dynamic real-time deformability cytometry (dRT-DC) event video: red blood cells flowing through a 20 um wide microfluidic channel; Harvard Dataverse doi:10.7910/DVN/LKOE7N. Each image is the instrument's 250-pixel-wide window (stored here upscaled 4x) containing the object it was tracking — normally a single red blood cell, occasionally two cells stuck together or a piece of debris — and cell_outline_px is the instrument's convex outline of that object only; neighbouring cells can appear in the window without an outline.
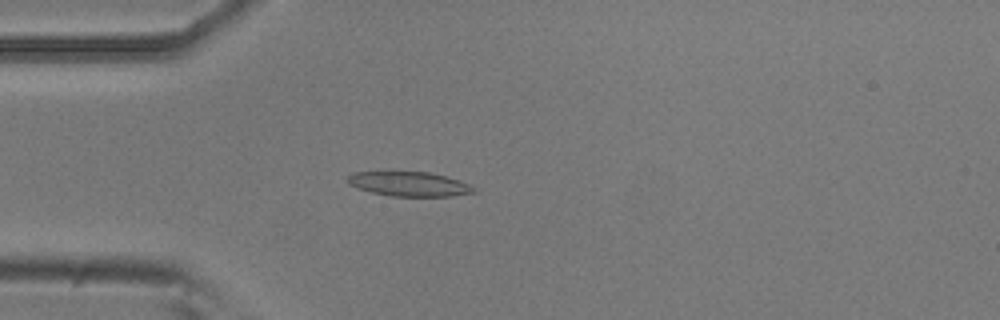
{"species": "common noctule bat (a hibernating species)", "species_latin": "Nyctalus noctula", "temperature_condition": "room temperature", "stored_images_in_passage": 40, "camera_frame_rate_fps": 3000, "um_per_image_px": 0.085, "animal": {"sex": "male", "body_mass_g": 20.5, "forearm_length_mm": 52.5}, "frame": {"image": 1, "passage_image": 1, "time_ms": 0.0, "image_size_px": [1000, 320], "cell_outline_px": [[476, 192], [452, 196], [392, 196], [372, 192], [356, 188], [348, 184], [348, 176], [352, 172], [384, 168], [392, 168], [428, 172], [444, 176], [468, 184], [476, 188]], "centroid_in_image_um": [34.65, 15.57], "position_along_channel_um": 50.4, "area_um2": 19.02}}
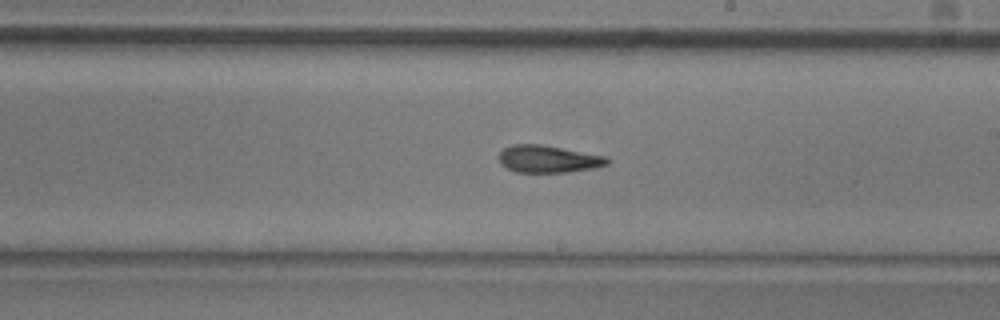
{"frame": {"image": 2, "passage_image": 17, "time_ms": 5.333, "image_size_px": [1000, 320], "cell_outline_px": [[612, 160], [608, 164], [596, 168], [568, 172], [516, 172], [500, 164], [500, 152], [504, 148], [512, 144], [540, 144], [608, 156]], "centroid_in_image_um": [46.66, 13.51], "position_along_channel_um": 242.3, "area_um2": 17.34}}
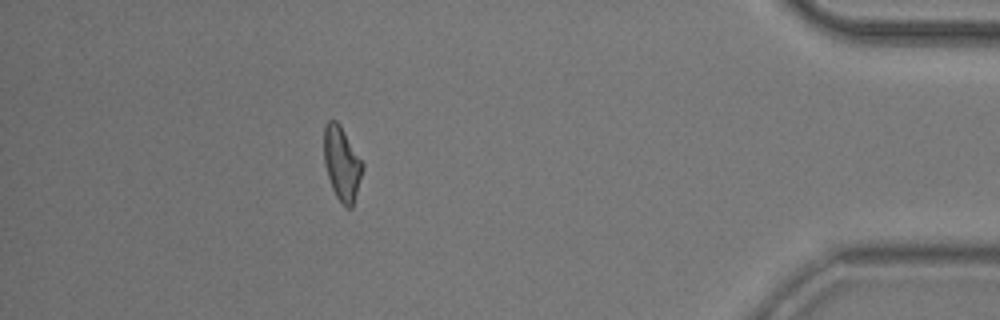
{"frame": {"image": 3, "passage_image": 34, "time_ms": 11.0, "image_size_px": [1000, 320], "cell_outline_px": [[364, 168], [352, 208], [348, 208], [336, 196], [332, 188], [324, 164], [324, 128], [328, 120], [336, 120], [340, 124], [364, 164]], "centroid_in_image_um": [29.06, 13.88], "position_along_channel_um": 406.1, "area_um2": 16.53}, "authors_computed_cell_mechanics": {"area_um2": 17.2244, "velocity_mm_per_s": 3.7764, "shape_relaxation_time_tau1_ms": 9.3067, "shape_relaxation_time_tau2_ms": 4.881, "deformation_change_tau1": 0.2217, "deformation_change_tau2": 0.1187}}